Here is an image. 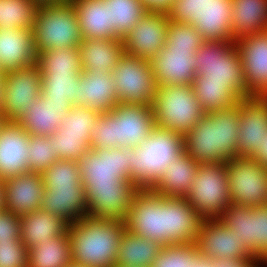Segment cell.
<instances>
[{
	"label": "cell",
	"mask_w": 267,
	"mask_h": 267,
	"mask_svg": "<svg viewBox=\"0 0 267 267\" xmlns=\"http://www.w3.org/2000/svg\"><path fill=\"white\" fill-rule=\"evenodd\" d=\"M49 136L59 160L79 161L91 149L83 136L60 135L57 132Z\"/></svg>",
	"instance_id": "cell-45"
},
{
	"label": "cell",
	"mask_w": 267,
	"mask_h": 267,
	"mask_svg": "<svg viewBox=\"0 0 267 267\" xmlns=\"http://www.w3.org/2000/svg\"><path fill=\"white\" fill-rule=\"evenodd\" d=\"M137 191L130 180L115 185H91L85 191L86 217L123 221Z\"/></svg>",
	"instance_id": "cell-15"
},
{
	"label": "cell",
	"mask_w": 267,
	"mask_h": 267,
	"mask_svg": "<svg viewBox=\"0 0 267 267\" xmlns=\"http://www.w3.org/2000/svg\"><path fill=\"white\" fill-rule=\"evenodd\" d=\"M68 222L43 209L21 216V241L28 248L64 234Z\"/></svg>",
	"instance_id": "cell-29"
},
{
	"label": "cell",
	"mask_w": 267,
	"mask_h": 267,
	"mask_svg": "<svg viewBox=\"0 0 267 267\" xmlns=\"http://www.w3.org/2000/svg\"><path fill=\"white\" fill-rule=\"evenodd\" d=\"M196 51L167 49L164 46L149 60L157 86L192 85L196 76Z\"/></svg>",
	"instance_id": "cell-20"
},
{
	"label": "cell",
	"mask_w": 267,
	"mask_h": 267,
	"mask_svg": "<svg viewBox=\"0 0 267 267\" xmlns=\"http://www.w3.org/2000/svg\"><path fill=\"white\" fill-rule=\"evenodd\" d=\"M3 194H4V184L3 180L0 179V210L4 209Z\"/></svg>",
	"instance_id": "cell-55"
},
{
	"label": "cell",
	"mask_w": 267,
	"mask_h": 267,
	"mask_svg": "<svg viewBox=\"0 0 267 267\" xmlns=\"http://www.w3.org/2000/svg\"><path fill=\"white\" fill-rule=\"evenodd\" d=\"M101 113L89 107L73 105L62 118L57 133L60 135L83 136L91 144V130Z\"/></svg>",
	"instance_id": "cell-38"
},
{
	"label": "cell",
	"mask_w": 267,
	"mask_h": 267,
	"mask_svg": "<svg viewBox=\"0 0 267 267\" xmlns=\"http://www.w3.org/2000/svg\"><path fill=\"white\" fill-rule=\"evenodd\" d=\"M36 64L41 74L77 75L83 71L78 48L50 49L38 53Z\"/></svg>",
	"instance_id": "cell-35"
},
{
	"label": "cell",
	"mask_w": 267,
	"mask_h": 267,
	"mask_svg": "<svg viewBox=\"0 0 267 267\" xmlns=\"http://www.w3.org/2000/svg\"><path fill=\"white\" fill-rule=\"evenodd\" d=\"M185 198L204 220L218 219L231 204L226 162L199 163Z\"/></svg>",
	"instance_id": "cell-9"
},
{
	"label": "cell",
	"mask_w": 267,
	"mask_h": 267,
	"mask_svg": "<svg viewBox=\"0 0 267 267\" xmlns=\"http://www.w3.org/2000/svg\"><path fill=\"white\" fill-rule=\"evenodd\" d=\"M123 221L83 217L69 223L72 263L82 267H115Z\"/></svg>",
	"instance_id": "cell-3"
},
{
	"label": "cell",
	"mask_w": 267,
	"mask_h": 267,
	"mask_svg": "<svg viewBox=\"0 0 267 267\" xmlns=\"http://www.w3.org/2000/svg\"><path fill=\"white\" fill-rule=\"evenodd\" d=\"M170 19L164 12H146L122 39L124 53L150 60L166 44Z\"/></svg>",
	"instance_id": "cell-13"
},
{
	"label": "cell",
	"mask_w": 267,
	"mask_h": 267,
	"mask_svg": "<svg viewBox=\"0 0 267 267\" xmlns=\"http://www.w3.org/2000/svg\"><path fill=\"white\" fill-rule=\"evenodd\" d=\"M211 0H174L167 12L170 21L195 24L208 12Z\"/></svg>",
	"instance_id": "cell-46"
},
{
	"label": "cell",
	"mask_w": 267,
	"mask_h": 267,
	"mask_svg": "<svg viewBox=\"0 0 267 267\" xmlns=\"http://www.w3.org/2000/svg\"><path fill=\"white\" fill-rule=\"evenodd\" d=\"M232 0H211L209 9L193 24L204 41H233Z\"/></svg>",
	"instance_id": "cell-31"
},
{
	"label": "cell",
	"mask_w": 267,
	"mask_h": 267,
	"mask_svg": "<svg viewBox=\"0 0 267 267\" xmlns=\"http://www.w3.org/2000/svg\"><path fill=\"white\" fill-rule=\"evenodd\" d=\"M204 40L193 25L169 22L165 47L167 49L198 50Z\"/></svg>",
	"instance_id": "cell-44"
},
{
	"label": "cell",
	"mask_w": 267,
	"mask_h": 267,
	"mask_svg": "<svg viewBox=\"0 0 267 267\" xmlns=\"http://www.w3.org/2000/svg\"><path fill=\"white\" fill-rule=\"evenodd\" d=\"M198 253L195 243L163 246L151 267H194V257Z\"/></svg>",
	"instance_id": "cell-43"
},
{
	"label": "cell",
	"mask_w": 267,
	"mask_h": 267,
	"mask_svg": "<svg viewBox=\"0 0 267 267\" xmlns=\"http://www.w3.org/2000/svg\"><path fill=\"white\" fill-rule=\"evenodd\" d=\"M234 41L267 30V0H232Z\"/></svg>",
	"instance_id": "cell-30"
},
{
	"label": "cell",
	"mask_w": 267,
	"mask_h": 267,
	"mask_svg": "<svg viewBox=\"0 0 267 267\" xmlns=\"http://www.w3.org/2000/svg\"><path fill=\"white\" fill-rule=\"evenodd\" d=\"M253 217L254 207L230 204L218 218L226 227L231 228L244 246L253 255Z\"/></svg>",
	"instance_id": "cell-39"
},
{
	"label": "cell",
	"mask_w": 267,
	"mask_h": 267,
	"mask_svg": "<svg viewBox=\"0 0 267 267\" xmlns=\"http://www.w3.org/2000/svg\"><path fill=\"white\" fill-rule=\"evenodd\" d=\"M112 75L119 102L152 105L157 84L149 60L124 53Z\"/></svg>",
	"instance_id": "cell-11"
},
{
	"label": "cell",
	"mask_w": 267,
	"mask_h": 267,
	"mask_svg": "<svg viewBox=\"0 0 267 267\" xmlns=\"http://www.w3.org/2000/svg\"><path fill=\"white\" fill-rule=\"evenodd\" d=\"M37 9L33 0H0V28L32 29Z\"/></svg>",
	"instance_id": "cell-37"
},
{
	"label": "cell",
	"mask_w": 267,
	"mask_h": 267,
	"mask_svg": "<svg viewBox=\"0 0 267 267\" xmlns=\"http://www.w3.org/2000/svg\"><path fill=\"white\" fill-rule=\"evenodd\" d=\"M32 32L36 54L78 48L83 40L72 1L38 4Z\"/></svg>",
	"instance_id": "cell-6"
},
{
	"label": "cell",
	"mask_w": 267,
	"mask_h": 267,
	"mask_svg": "<svg viewBox=\"0 0 267 267\" xmlns=\"http://www.w3.org/2000/svg\"><path fill=\"white\" fill-rule=\"evenodd\" d=\"M105 2L108 4L109 26L113 27L118 39H123L148 12L140 0H105Z\"/></svg>",
	"instance_id": "cell-36"
},
{
	"label": "cell",
	"mask_w": 267,
	"mask_h": 267,
	"mask_svg": "<svg viewBox=\"0 0 267 267\" xmlns=\"http://www.w3.org/2000/svg\"><path fill=\"white\" fill-rule=\"evenodd\" d=\"M250 96H267V30L236 41Z\"/></svg>",
	"instance_id": "cell-16"
},
{
	"label": "cell",
	"mask_w": 267,
	"mask_h": 267,
	"mask_svg": "<svg viewBox=\"0 0 267 267\" xmlns=\"http://www.w3.org/2000/svg\"><path fill=\"white\" fill-rule=\"evenodd\" d=\"M119 103L113 75L93 71L80 74L78 101L74 105L89 107L99 113L111 112Z\"/></svg>",
	"instance_id": "cell-24"
},
{
	"label": "cell",
	"mask_w": 267,
	"mask_h": 267,
	"mask_svg": "<svg viewBox=\"0 0 267 267\" xmlns=\"http://www.w3.org/2000/svg\"><path fill=\"white\" fill-rule=\"evenodd\" d=\"M198 168L199 163L183 151L166 166L152 191L164 197H186Z\"/></svg>",
	"instance_id": "cell-27"
},
{
	"label": "cell",
	"mask_w": 267,
	"mask_h": 267,
	"mask_svg": "<svg viewBox=\"0 0 267 267\" xmlns=\"http://www.w3.org/2000/svg\"><path fill=\"white\" fill-rule=\"evenodd\" d=\"M254 260L256 262L261 259L254 256L236 259L213 258V264L214 267H255Z\"/></svg>",
	"instance_id": "cell-50"
},
{
	"label": "cell",
	"mask_w": 267,
	"mask_h": 267,
	"mask_svg": "<svg viewBox=\"0 0 267 267\" xmlns=\"http://www.w3.org/2000/svg\"><path fill=\"white\" fill-rule=\"evenodd\" d=\"M251 157L267 168V134L265 135L262 146Z\"/></svg>",
	"instance_id": "cell-52"
},
{
	"label": "cell",
	"mask_w": 267,
	"mask_h": 267,
	"mask_svg": "<svg viewBox=\"0 0 267 267\" xmlns=\"http://www.w3.org/2000/svg\"><path fill=\"white\" fill-rule=\"evenodd\" d=\"M42 76L37 64L5 74L1 112L6 120H17L32 99L41 95Z\"/></svg>",
	"instance_id": "cell-14"
},
{
	"label": "cell",
	"mask_w": 267,
	"mask_h": 267,
	"mask_svg": "<svg viewBox=\"0 0 267 267\" xmlns=\"http://www.w3.org/2000/svg\"><path fill=\"white\" fill-rule=\"evenodd\" d=\"M155 127L152 105L117 103L111 112L101 113L91 130V149L142 145Z\"/></svg>",
	"instance_id": "cell-4"
},
{
	"label": "cell",
	"mask_w": 267,
	"mask_h": 267,
	"mask_svg": "<svg viewBox=\"0 0 267 267\" xmlns=\"http://www.w3.org/2000/svg\"><path fill=\"white\" fill-rule=\"evenodd\" d=\"M237 156L251 157L267 134V96H249L240 100Z\"/></svg>",
	"instance_id": "cell-17"
},
{
	"label": "cell",
	"mask_w": 267,
	"mask_h": 267,
	"mask_svg": "<svg viewBox=\"0 0 267 267\" xmlns=\"http://www.w3.org/2000/svg\"><path fill=\"white\" fill-rule=\"evenodd\" d=\"M70 101L49 100L42 93L32 99L28 110L16 120L30 135L49 136L60 127L62 118L72 109Z\"/></svg>",
	"instance_id": "cell-22"
},
{
	"label": "cell",
	"mask_w": 267,
	"mask_h": 267,
	"mask_svg": "<svg viewBox=\"0 0 267 267\" xmlns=\"http://www.w3.org/2000/svg\"><path fill=\"white\" fill-rule=\"evenodd\" d=\"M155 126L185 135L204 116L192 85L157 86L152 102Z\"/></svg>",
	"instance_id": "cell-8"
},
{
	"label": "cell",
	"mask_w": 267,
	"mask_h": 267,
	"mask_svg": "<svg viewBox=\"0 0 267 267\" xmlns=\"http://www.w3.org/2000/svg\"><path fill=\"white\" fill-rule=\"evenodd\" d=\"M183 151V135L155 126L142 145L131 149L129 180L138 190H152L166 166Z\"/></svg>",
	"instance_id": "cell-5"
},
{
	"label": "cell",
	"mask_w": 267,
	"mask_h": 267,
	"mask_svg": "<svg viewBox=\"0 0 267 267\" xmlns=\"http://www.w3.org/2000/svg\"><path fill=\"white\" fill-rule=\"evenodd\" d=\"M75 6L82 39H115L109 26L108 4L105 0H71Z\"/></svg>",
	"instance_id": "cell-28"
},
{
	"label": "cell",
	"mask_w": 267,
	"mask_h": 267,
	"mask_svg": "<svg viewBox=\"0 0 267 267\" xmlns=\"http://www.w3.org/2000/svg\"><path fill=\"white\" fill-rule=\"evenodd\" d=\"M69 267H82V266L72 263Z\"/></svg>",
	"instance_id": "cell-58"
},
{
	"label": "cell",
	"mask_w": 267,
	"mask_h": 267,
	"mask_svg": "<svg viewBox=\"0 0 267 267\" xmlns=\"http://www.w3.org/2000/svg\"><path fill=\"white\" fill-rule=\"evenodd\" d=\"M84 72L101 71L112 75L124 54L122 39H83L78 47Z\"/></svg>",
	"instance_id": "cell-26"
},
{
	"label": "cell",
	"mask_w": 267,
	"mask_h": 267,
	"mask_svg": "<svg viewBox=\"0 0 267 267\" xmlns=\"http://www.w3.org/2000/svg\"><path fill=\"white\" fill-rule=\"evenodd\" d=\"M40 208L74 223L87 215L85 189L83 185H71L44 190Z\"/></svg>",
	"instance_id": "cell-25"
},
{
	"label": "cell",
	"mask_w": 267,
	"mask_h": 267,
	"mask_svg": "<svg viewBox=\"0 0 267 267\" xmlns=\"http://www.w3.org/2000/svg\"><path fill=\"white\" fill-rule=\"evenodd\" d=\"M4 81L5 73L0 72V110L4 101Z\"/></svg>",
	"instance_id": "cell-54"
},
{
	"label": "cell",
	"mask_w": 267,
	"mask_h": 267,
	"mask_svg": "<svg viewBox=\"0 0 267 267\" xmlns=\"http://www.w3.org/2000/svg\"><path fill=\"white\" fill-rule=\"evenodd\" d=\"M131 149H90L79 160L82 185H115L129 180Z\"/></svg>",
	"instance_id": "cell-12"
},
{
	"label": "cell",
	"mask_w": 267,
	"mask_h": 267,
	"mask_svg": "<svg viewBox=\"0 0 267 267\" xmlns=\"http://www.w3.org/2000/svg\"><path fill=\"white\" fill-rule=\"evenodd\" d=\"M21 239V217L12 212L0 210V242Z\"/></svg>",
	"instance_id": "cell-49"
},
{
	"label": "cell",
	"mask_w": 267,
	"mask_h": 267,
	"mask_svg": "<svg viewBox=\"0 0 267 267\" xmlns=\"http://www.w3.org/2000/svg\"><path fill=\"white\" fill-rule=\"evenodd\" d=\"M0 267H28V248L21 239L0 242Z\"/></svg>",
	"instance_id": "cell-48"
},
{
	"label": "cell",
	"mask_w": 267,
	"mask_h": 267,
	"mask_svg": "<svg viewBox=\"0 0 267 267\" xmlns=\"http://www.w3.org/2000/svg\"><path fill=\"white\" fill-rule=\"evenodd\" d=\"M50 136L30 135L29 139V172L42 174L55 161L59 160V155L53 149Z\"/></svg>",
	"instance_id": "cell-42"
},
{
	"label": "cell",
	"mask_w": 267,
	"mask_h": 267,
	"mask_svg": "<svg viewBox=\"0 0 267 267\" xmlns=\"http://www.w3.org/2000/svg\"><path fill=\"white\" fill-rule=\"evenodd\" d=\"M32 29L0 28V72L9 73L36 63Z\"/></svg>",
	"instance_id": "cell-23"
},
{
	"label": "cell",
	"mask_w": 267,
	"mask_h": 267,
	"mask_svg": "<svg viewBox=\"0 0 267 267\" xmlns=\"http://www.w3.org/2000/svg\"><path fill=\"white\" fill-rule=\"evenodd\" d=\"M37 4H44V3H61V2H67L71 0H33Z\"/></svg>",
	"instance_id": "cell-56"
},
{
	"label": "cell",
	"mask_w": 267,
	"mask_h": 267,
	"mask_svg": "<svg viewBox=\"0 0 267 267\" xmlns=\"http://www.w3.org/2000/svg\"><path fill=\"white\" fill-rule=\"evenodd\" d=\"M194 56L196 75L204 82L225 83L240 100L250 96L236 41H204Z\"/></svg>",
	"instance_id": "cell-7"
},
{
	"label": "cell",
	"mask_w": 267,
	"mask_h": 267,
	"mask_svg": "<svg viewBox=\"0 0 267 267\" xmlns=\"http://www.w3.org/2000/svg\"><path fill=\"white\" fill-rule=\"evenodd\" d=\"M240 101L205 113L184 135V151L198 163L227 162L237 157Z\"/></svg>",
	"instance_id": "cell-2"
},
{
	"label": "cell",
	"mask_w": 267,
	"mask_h": 267,
	"mask_svg": "<svg viewBox=\"0 0 267 267\" xmlns=\"http://www.w3.org/2000/svg\"><path fill=\"white\" fill-rule=\"evenodd\" d=\"M231 204L256 207L267 204V168L249 156L226 162Z\"/></svg>",
	"instance_id": "cell-10"
},
{
	"label": "cell",
	"mask_w": 267,
	"mask_h": 267,
	"mask_svg": "<svg viewBox=\"0 0 267 267\" xmlns=\"http://www.w3.org/2000/svg\"><path fill=\"white\" fill-rule=\"evenodd\" d=\"M192 86L205 113L221 111L240 101L225 83L204 82L202 75L195 76Z\"/></svg>",
	"instance_id": "cell-34"
},
{
	"label": "cell",
	"mask_w": 267,
	"mask_h": 267,
	"mask_svg": "<svg viewBox=\"0 0 267 267\" xmlns=\"http://www.w3.org/2000/svg\"><path fill=\"white\" fill-rule=\"evenodd\" d=\"M30 134L16 120H7L0 128V179L29 172Z\"/></svg>",
	"instance_id": "cell-19"
},
{
	"label": "cell",
	"mask_w": 267,
	"mask_h": 267,
	"mask_svg": "<svg viewBox=\"0 0 267 267\" xmlns=\"http://www.w3.org/2000/svg\"><path fill=\"white\" fill-rule=\"evenodd\" d=\"M6 118L5 116L3 115V113L1 112L0 110V128L4 125V123L6 122Z\"/></svg>",
	"instance_id": "cell-57"
},
{
	"label": "cell",
	"mask_w": 267,
	"mask_h": 267,
	"mask_svg": "<svg viewBox=\"0 0 267 267\" xmlns=\"http://www.w3.org/2000/svg\"><path fill=\"white\" fill-rule=\"evenodd\" d=\"M253 256L267 262V204L254 207Z\"/></svg>",
	"instance_id": "cell-47"
},
{
	"label": "cell",
	"mask_w": 267,
	"mask_h": 267,
	"mask_svg": "<svg viewBox=\"0 0 267 267\" xmlns=\"http://www.w3.org/2000/svg\"><path fill=\"white\" fill-rule=\"evenodd\" d=\"M72 264L68 232L28 249V267H69Z\"/></svg>",
	"instance_id": "cell-33"
},
{
	"label": "cell",
	"mask_w": 267,
	"mask_h": 267,
	"mask_svg": "<svg viewBox=\"0 0 267 267\" xmlns=\"http://www.w3.org/2000/svg\"><path fill=\"white\" fill-rule=\"evenodd\" d=\"M199 252L209 258L236 259L253 256L234 231L218 219H206L200 224L195 241Z\"/></svg>",
	"instance_id": "cell-18"
},
{
	"label": "cell",
	"mask_w": 267,
	"mask_h": 267,
	"mask_svg": "<svg viewBox=\"0 0 267 267\" xmlns=\"http://www.w3.org/2000/svg\"><path fill=\"white\" fill-rule=\"evenodd\" d=\"M44 190H53L54 186L82 185L79 161H55L42 174Z\"/></svg>",
	"instance_id": "cell-41"
},
{
	"label": "cell",
	"mask_w": 267,
	"mask_h": 267,
	"mask_svg": "<svg viewBox=\"0 0 267 267\" xmlns=\"http://www.w3.org/2000/svg\"><path fill=\"white\" fill-rule=\"evenodd\" d=\"M194 267H214L213 258L206 257L199 252L194 257Z\"/></svg>",
	"instance_id": "cell-53"
},
{
	"label": "cell",
	"mask_w": 267,
	"mask_h": 267,
	"mask_svg": "<svg viewBox=\"0 0 267 267\" xmlns=\"http://www.w3.org/2000/svg\"><path fill=\"white\" fill-rule=\"evenodd\" d=\"M3 184L4 209L20 217L40 209L45 189L40 173L19 174Z\"/></svg>",
	"instance_id": "cell-21"
},
{
	"label": "cell",
	"mask_w": 267,
	"mask_h": 267,
	"mask_svg": "<svg viewBox=\"0 0 267 267\" xmlns=\"http://www.w3.org/2000/svg\"><path fill=\"white\" fill-rule=\"evenodd\" d=\"M162 247L157 241L124 231L118 249L116 266L151 267Z\"/></svg>",
	"instance_id": "cell-32"
},
{
	"label": "cell",
	"mask_w": 267,
	"mask_h": 267,
	"mask_svg": "<svg viewBox=\"0 0 267 267\" xmlns=\"http://www.w3.org/2000/svg\"><path fill=\"white\" fill-rule=\"evenodd\" d=\"M148 11L167 13L174 0H140Z\"/></svg>",
	"instance_id": "cell-51"
},
{
	"label": "cell",
	"mask_w": 267,
	"mask_h": 267,
	"mask_svg": "<svg viewBox=\"0 0 267 267\" xmlns=\"http://www.w3.org/2000/svg\"><path fill=\"white\" fill-rule=\"evenodd\" d=\"M41 93L49 100L70 101L75 104L78 101V87L80 74L54 75L41 74Z\"/></svg>",
	"instance_id": "cell-40"
},
{
	"label": "cell",
	"mask_w": 267,
	"mask_h": 267,
	"mask_svg": "<svg viewBox=\"0 0 267 267\" xmlns=\"http://www.w3.org/2000/svg\"><path fill=\"white\" fill-rule=\"evenodd\" d=\"M203 220L185 197L138 190L123 222L125 231L167 246L195 243Z\"/></svg>",
	"instance_id": "cell-1"
}]
</instances>
